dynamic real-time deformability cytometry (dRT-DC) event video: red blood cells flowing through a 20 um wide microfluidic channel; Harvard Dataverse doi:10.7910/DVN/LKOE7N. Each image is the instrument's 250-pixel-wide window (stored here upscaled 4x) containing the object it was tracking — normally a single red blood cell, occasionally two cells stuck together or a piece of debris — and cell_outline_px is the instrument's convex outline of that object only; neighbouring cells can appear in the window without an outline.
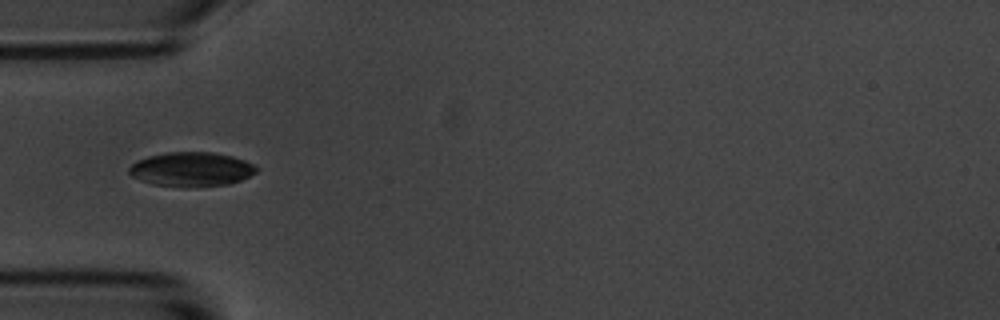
{"species": "common noctule bat (a hibernating species)", "species_latin": "Nyctalus noctula", "temperature_condition": "room temperature", "stored_images_in_passage": 24, "camera_frame_rate_fps": 3000, "um_per_image_px": 0.085, "animal": {"sex": "male", "body_mass_g": 20.1, "forearm_length_mm": 53.5}, "frame": {"image": 1, "passage_image": 1, "time_ms": 0.0, "image_size_px": [1000, 320], "cell_outline_px": [[260, 168], [256, 172], [240, 180], [228, 184], [192, 188], [188, 188], [152, 184], [140, 180], [132, 176], [128, 172], [128, 168], [136, 160], [148, 156], [168, 152], [212, 152], [232, 156], [244, 160]], "centroid_in_image_um": [16.25, 14.4], "position_along_channel_um": 68.8, "area_um2": 25.66}}